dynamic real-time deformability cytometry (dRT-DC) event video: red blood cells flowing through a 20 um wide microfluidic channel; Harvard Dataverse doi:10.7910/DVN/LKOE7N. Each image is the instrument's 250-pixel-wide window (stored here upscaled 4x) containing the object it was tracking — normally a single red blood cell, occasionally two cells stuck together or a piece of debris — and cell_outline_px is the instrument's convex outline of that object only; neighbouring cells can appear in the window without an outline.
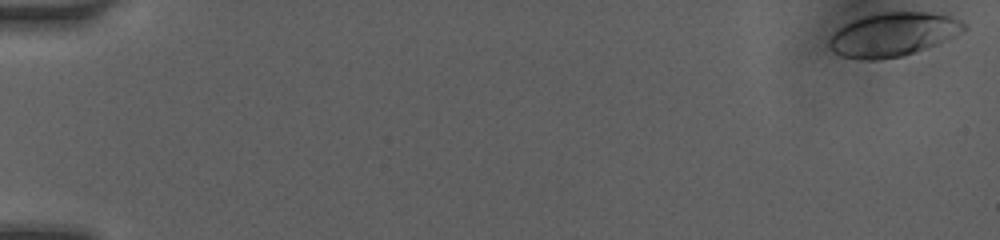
{"species": "human", "species_latin": "Homo sapiens", "temperature_condition": "room temperature", "stored_images_in_passage": 18, "camera_frame_rate_fps": 3000, "um_per_image_px": 0.085, "donor": {"sex": "female"}, "frame": {"image": 1, "passage_image": 1, "time_ms": 0.0, "image_size_px": [1000, 240], "cell_outline_px": [[968, 28], [936, 44], [916, 52], [904, 56], [880, 60], [860, 60], [840, 56], [828, 44], [828, 40], [844, 24], [864, 16], [880, 12], [928, 12], [952, 16], [960, 20]], "centroid_in_image_um": [75.9, 2.94], "position_along_channel_um": 9.1, "area_um2": 34.16}}
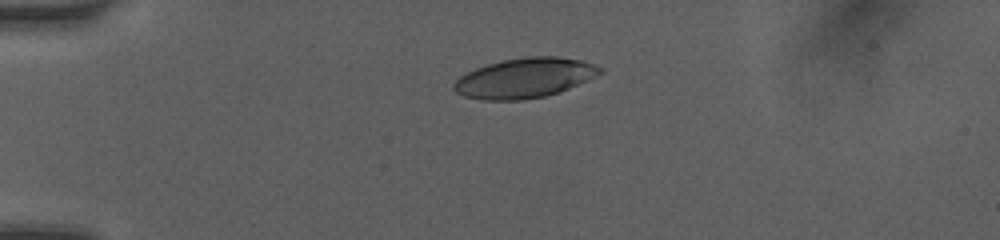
{"frame": {"image": 2, "passage_image": 10, "time_ms": 4.0, "image_size_px": [1000, 240], "cell_outline_px": [[604, 72], [560, 92], [544, 96], [524, 100], [484, 100], [464, 96], [456, 92], [452, 88], [452, 84], [460, 76], [476, 68], [488, 64], [504, 60], [528, 56], [556, 56], [580, 60], [604, 68]], "centroid_in_image_um": [44.59, 6.63], "position_along_channel_um": 40.4, "area_um2": 33.81}}
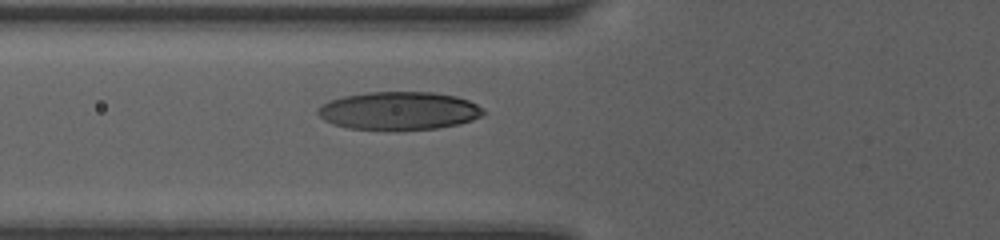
{"frame": {"image": 3, "passage_image": 18, "time_ms": 6.333, "image_size_px": [1000, 240], "cell_outline_px": [[488, 112], [472, 120], [460, 124], [436, 128], [396, 132], [392, 132], [348, 128], [332, 124], [324, 120], [316, 112], [328, 100], [344, 96], [368, 92], [432, 92], [456, 96], [468, 100], [484, 108]], "centroid_in_image_um": [33.93, 9.45], "position_along_channel_um": 91.9, "area_um2": 37.51}}